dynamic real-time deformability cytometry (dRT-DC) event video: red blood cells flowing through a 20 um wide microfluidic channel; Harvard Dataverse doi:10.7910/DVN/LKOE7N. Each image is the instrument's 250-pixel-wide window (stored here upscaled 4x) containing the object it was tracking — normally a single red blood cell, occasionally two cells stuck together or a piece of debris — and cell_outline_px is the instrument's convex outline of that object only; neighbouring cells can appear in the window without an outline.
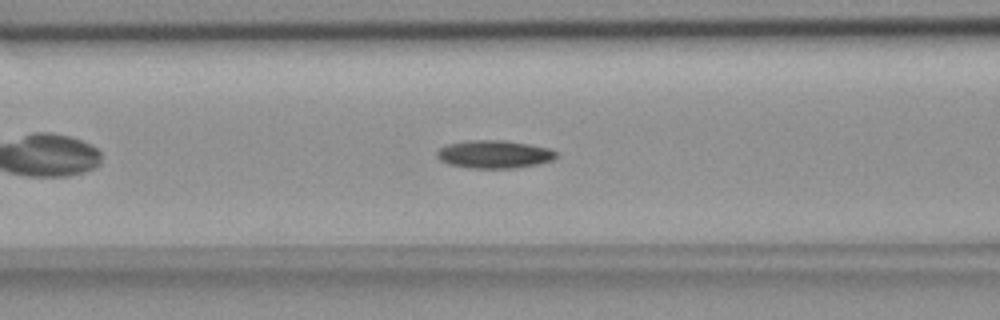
{"species": "common noctule bat (a hibernating species)", "species_latin": "Nyctalus noctula", "temperature_condition": "room temperature", "stored_images_in_passage": 45, "segment_of_instrument_passage": [1, 2], "camera_frame_rate_fps": 3000, "um_per_image_px": 0.085, "animal": {"sex": "female", "body_mass_g": 18.4}, "frame": {"image": 1, "passage_image": 11, "time_ms": 3.333, "image_size_px": [1000, 320], "cell_outline_px": [[556, 156], [552, 160], [536, 164], [516, 168], [468, 168], [448, 164], [440, 160], [436, 156], [436, 152], [440, 148], [448, 144], [468, 140], [504, 140], [528, 144], [548, 148], [556, 152]], "centroid_in_image_um": [41.96, 13.11], "position_along_channel_um": 124.6, "area_um2": 19.36}}
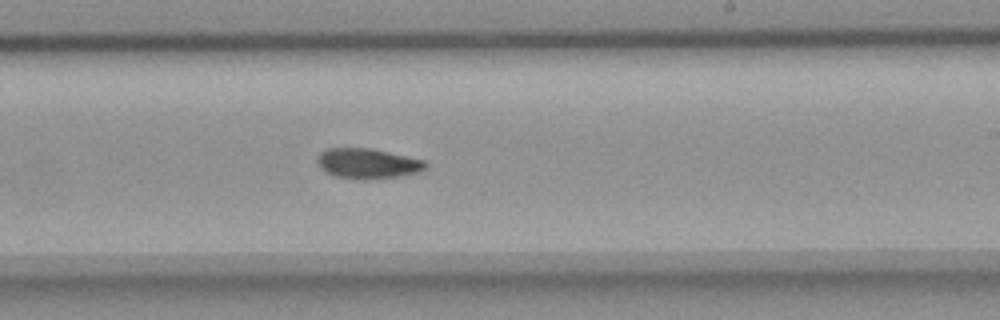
{"frame": {"image": 2, "passage_image": 22, "time_ms": 7.0, "image_size_px": [1000, 320], "cell_outline_px": [[428, 164], [420, 172], [400, 176], [332, 176], [324, 172], [320, 168], [316, 160], [320, 152], [328, 148], [368, 148], [388, 152], [424, 160]], "centroid_in_image_um": [31.21, 13.85], "position_along_channel_um": 257.8, "area_um2": 18.15}}
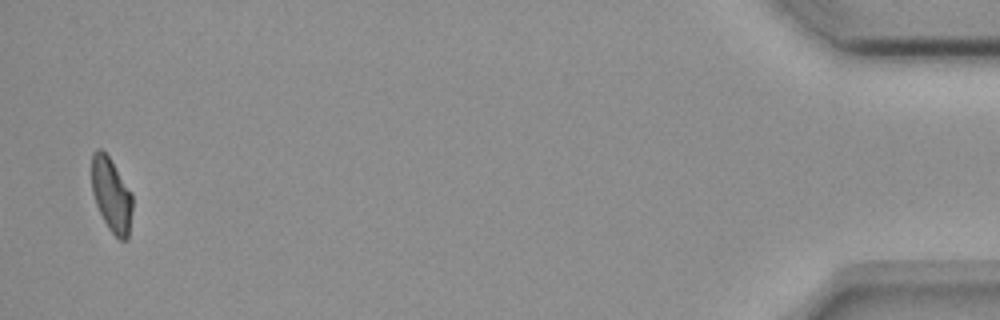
{"frame": {"image": 3, "passage_image": 43, "time_ms": 14.0, "image_size_px": [1000, 320], "cell_outline_px": [[132, 208], [128, 240], [120, 240], [108, 228], [96, 204], [92, 192], [92, 152], [96, 148], [100, 148], [108, 156], [132, 192]], "centroid_in_image_um": [9.47, 16.56], "position_along_channel_um": 425.7, "area_um2": 17.51}}